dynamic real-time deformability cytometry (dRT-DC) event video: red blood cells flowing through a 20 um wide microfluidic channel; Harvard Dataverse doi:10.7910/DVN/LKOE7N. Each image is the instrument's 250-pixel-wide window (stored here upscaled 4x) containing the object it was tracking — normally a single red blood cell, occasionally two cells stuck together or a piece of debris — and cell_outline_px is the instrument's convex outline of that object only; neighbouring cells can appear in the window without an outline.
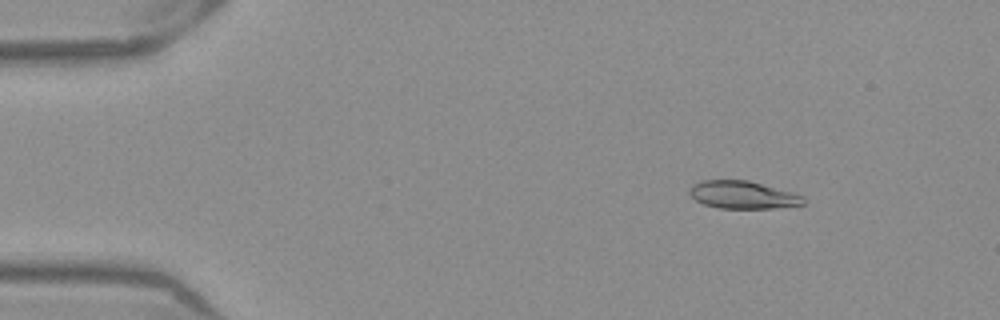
{"species": "Egyptian fruit bat (a non-hibernating species)", "species_latin": "Rousettus aegyptiacus", "temperature_condition": "warm", "stored_images_in_passage": 52, "camera_frame_rate_fps": 3000, "um_per_image_px": 0.085, "frame": {"image": 1, "passage_image": 7, "time_ms": 2.0, "image_size_px": [1000, 320], "cell_outline_px": [[804, 204], [772, 208], [716, 208], [704, 204], [696, 200], [688, 192], [688, 188], [692, 184], [704, 180], [748, 180], [792, 192], [804, 196]], "centroid_in_image_um": [63.1, 16.56], "position_along_channel_um": 21.9, "area_um2": 18.32}}
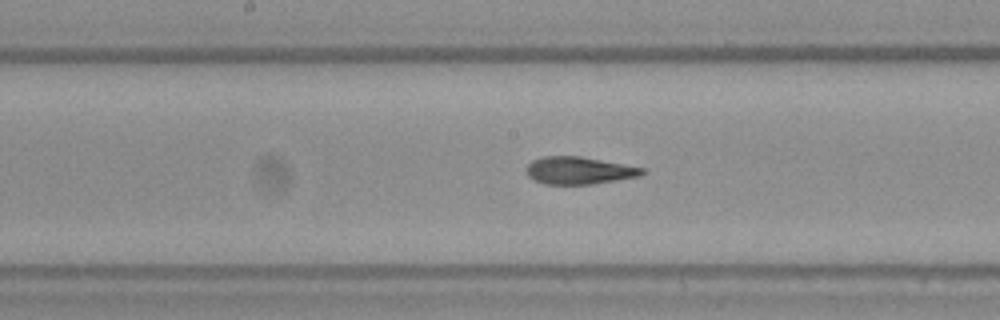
{"frame": {"image": 2, "passage_image": 27, "time_ms": 8.667, "image_size_px": [1000, 320], "cell_outline_px": [[648, 172], [640, 176], [592, 184], [544, 184], [532, 180], [528, 176], [524, 168], [532, 160], [540, 156], [580, 156], [644, 168]], "centroid_in_image_um": [49.17, 14.49], "position_along_channel_um": 199.0, "area_um2": 18.67}}
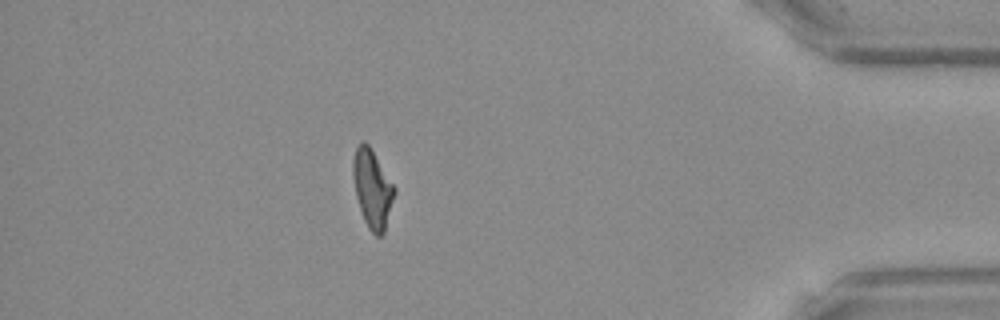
{"frame": {"image": 3, "passage_image": 46, "time_ms": 15.0, "image_size_px": [1000, 320], "cell_outline_px": [[396, 192], [384, 232], [380, 236], [376, 236], [368, 228], [364, 220], [356, 196], [352, 176], [352, 160], [356, 148], [360, 140], [364, 140], [368, 144], [396, 188]], "centroid_in_image_um": [31.64, 16.02], "position_along_channel_um": 403.6, "area_um2": 18.9}, "authors_computed_cell_mechanics": {"area_um2": 19.0451, "velocity_mm_per_s": 3.9232, "shape_relaxation_time_tau1_ms": 4.2201, "shape_relaxation_time_tau2_ms": 0.7846, "deformation_change_tau1": 0.1705, "deformation_change_tau2": 0.0661}}